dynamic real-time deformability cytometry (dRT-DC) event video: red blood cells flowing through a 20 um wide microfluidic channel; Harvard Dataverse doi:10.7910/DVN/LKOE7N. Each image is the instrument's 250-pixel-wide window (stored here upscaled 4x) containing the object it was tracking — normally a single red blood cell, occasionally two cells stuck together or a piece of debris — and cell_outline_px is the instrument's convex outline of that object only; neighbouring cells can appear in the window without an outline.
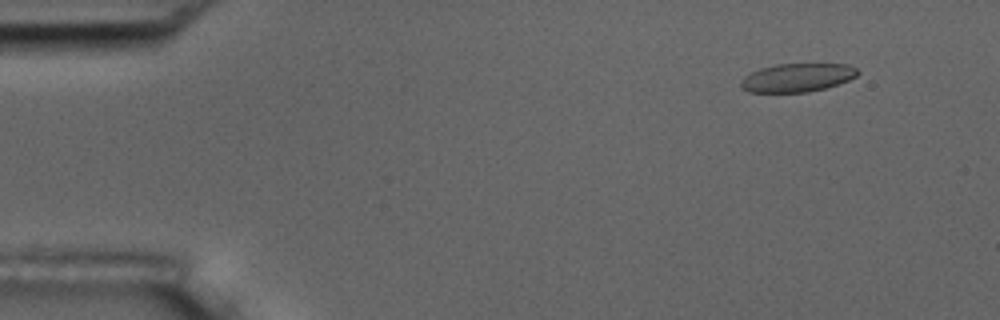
{"species": "common noctule bat (a hibernating species)", "species_latin": "Nyctalus noctula", "temperature_condition": "room temperature", "stored_images_in_passage": 5, "camera_frame_rate_fps": 3000, "um_per_image_px": 0.085, "animal": {"sex": "male", "body_mass_g": 17.5, "forearm_length_mm": 52.3}, "frame": {"image": 1, "passage_image": 2, "time_ms": 1.333, "image_size_px": [1000, 320], "cell_outline_px": [[860, 72], [856, 76], [848, 80], [824, 88], [808, 92], [748, 92], [740, 84], [740, 80], [744, 76], [760, 68], [776, 64], [848, 64], [856, 68]], "centroid_in_image_um": [67.76, 6.59], "position_along_channel_um": 17.2, "area_um2": 19.25}}
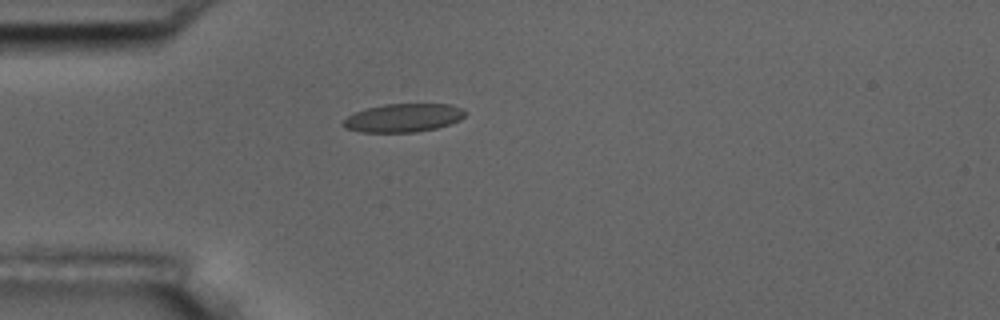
{"frame": {"image": 2, "passage_image": 5, "time_ms": 4.667, "image_size_px": [1000, 320], "cell_outline_px": [[468, 112], [460, 120], [436, 128], [416, 132], [360, 132], [344, 128], [340, 124], [348, 116], [356, 112], [368, 108], [384, 104], [452, 104]], "centroid_in_image_um": [34.28, 10.02], "position_along_channel_um": 50.7, "area_um2": 20.17}}